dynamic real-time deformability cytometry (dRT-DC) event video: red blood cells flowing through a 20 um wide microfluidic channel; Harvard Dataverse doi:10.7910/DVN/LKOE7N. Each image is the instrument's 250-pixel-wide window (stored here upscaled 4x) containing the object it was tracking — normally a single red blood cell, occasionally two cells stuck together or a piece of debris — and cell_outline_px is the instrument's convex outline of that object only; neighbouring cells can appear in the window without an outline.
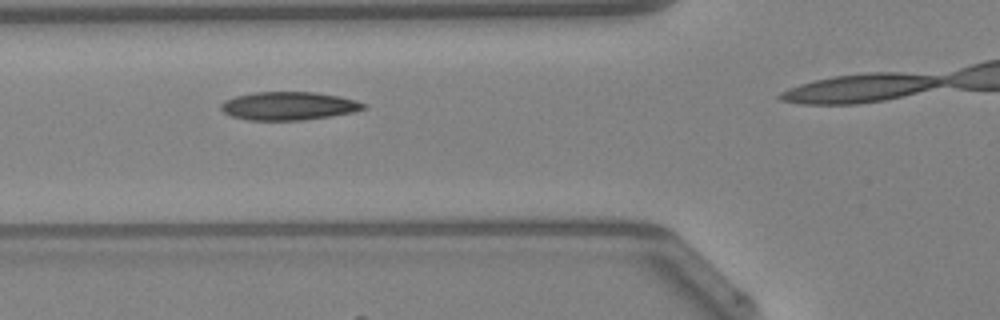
{"species": "Egyptian fruit bat (a non-hibernating species)", "species_latin": "Rousettus aegyptiacus", "temperature_condition": "warm", "stored_images_in_passage": 31, "camera_frame_rate_fps": 3000, "um_per_image_px": 0.085, "animal": {"sex": "female"}, "frame": {"image": 1, "passage_image": 10, "time_ms": 3.0, "image_size_px": [1000, 320], "cell_outline_px": [[368, 104], [364, 108], [352, 112], [328, 116], [300, 120], [248, 120], [232, 116], [224, 112], [220, 108], [220, 104], [224, 100], [236, 96], [252, 92], [316, 92], [340, 96], [356, 100]], "centroid_in_image_um": [24.51, 8.99], "position_along_channel_um": 101.3, "area_um2": 23.41}}